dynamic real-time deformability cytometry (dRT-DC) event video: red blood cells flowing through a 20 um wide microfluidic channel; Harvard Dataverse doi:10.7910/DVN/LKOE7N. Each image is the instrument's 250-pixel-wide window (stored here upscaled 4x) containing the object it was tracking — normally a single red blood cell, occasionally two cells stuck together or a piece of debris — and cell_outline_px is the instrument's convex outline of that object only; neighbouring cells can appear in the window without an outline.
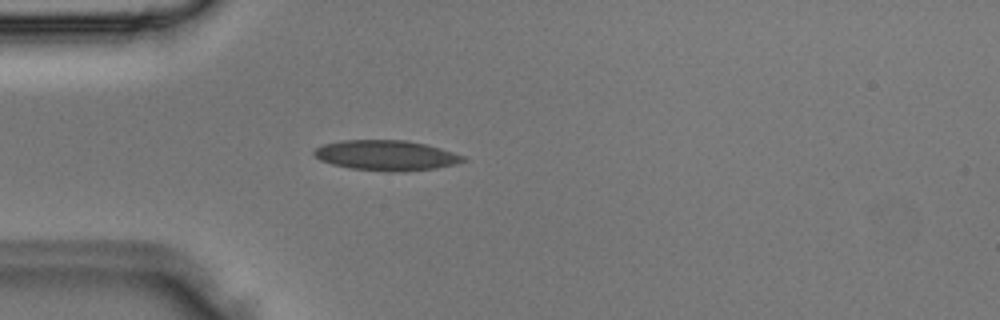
{"species": "Egyptian fruit bat (a non-hibernating species)", "species_latin": "Rousettus aegyptiacus", "temperature_condition": "room temperature", "stored_images_in_passage": 1, "camera_frame_rate_fps": 3000, "um_per_image_px": 0.085, "animal": {"sex": "male"}, "frame": {"image": 1, "passage_image": 1, "time_ms": 0.0, "image_size_px": [1000, 320], "cell_outline_px": [[468, 160], [456, 164], [436, 168], [404, 172], [388, 172], [348, 168], [332, 164], [320, 160], [312, 152], [316, 148], [324, 144], [340, 140], [408, 140], [440, 148], [464, 156]], "centroid_in_image_um": [32.83, 13.21], "position_along_channel_um": 52.2, "area_um2": 26.41}}